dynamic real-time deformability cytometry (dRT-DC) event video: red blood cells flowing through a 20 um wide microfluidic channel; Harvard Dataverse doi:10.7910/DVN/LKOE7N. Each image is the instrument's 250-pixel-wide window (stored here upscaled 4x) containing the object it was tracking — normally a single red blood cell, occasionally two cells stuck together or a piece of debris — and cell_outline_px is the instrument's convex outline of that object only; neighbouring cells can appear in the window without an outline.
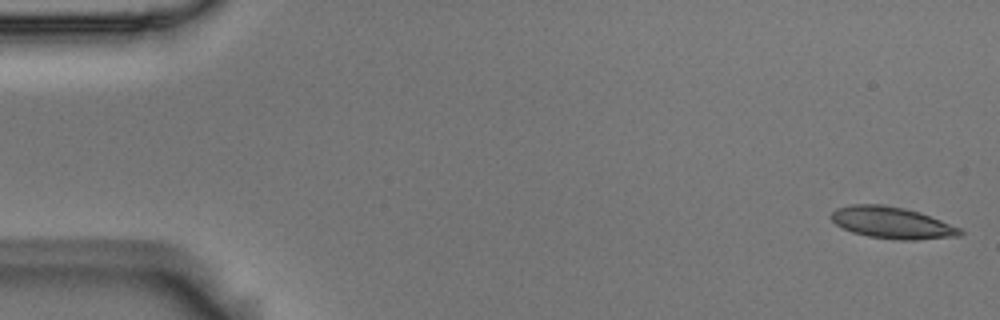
{"species": "Egyptian fruit bat (a non-hibernating species)", "species_latin": "Rousettus aegyptiacus", "temperature_condition": "room temperature", "stored_images_in_passage": 54, "camera_frame_rate_fps": 3000, "um_per_image_px": 0.085, "animal": {"sex": "male"}, "frame": {"image": 1, "passage_image": 1, "time_ms": 0.0, "image_size_px": [1000, 320], "cell_outline_px": [[964, 232], [960, 236], [916, 240], [900, 240], [868, 236], [852, 232], [836, 224], [832, 220], [832, 212], [836, 208], [848, 204], [880, 204], [904, 208], [940, 220], [960, 228]], "centroid_in_image_um": [75.8, 18.93], "position_along_channel_um": 9.2, "area_um2": 23.52}}
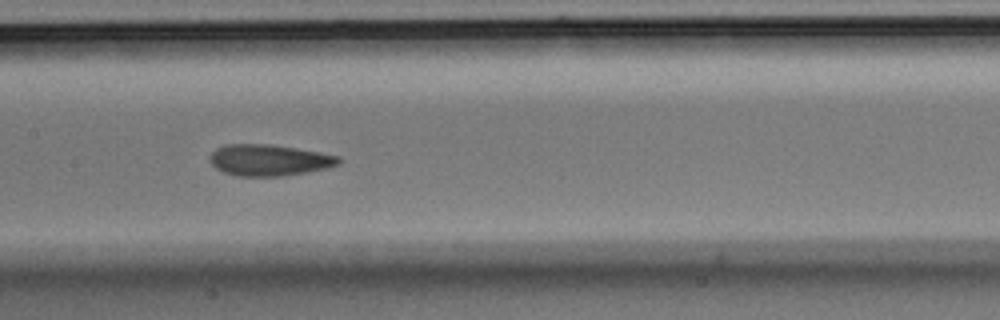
{"frame": {"image": 2, "passage_image": 26, "time_ms": 8.333, "image_size_px": [1000, 320], "cell_outline_px": [[340, 164], [328, 168], [280, 176], [236, 176], [224, 172], [216, 168], [212, 164], [212, 152], [216, 148], [228, 144], [268, 144], [296, 148], [320, 152], [340, 156]], "centroid_in_image_um": [22.9, 13.61], "position_along_channel_um": 184.5, "area_um2": 23.29}}
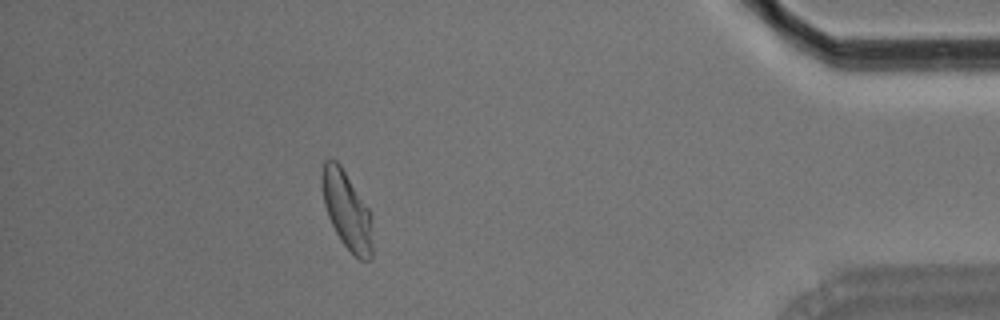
{"frame": {"image": 3, "passage_image": 48, "time_ms": 15.667, "image_size_px": [1000, 320], "cell_outline_px": [[372, 260], [360, 260], [340, 240], [328, 216], [324, 204], [320, 180], [320, 176], [324, 160], [336, 160], [340, 164], [368, 208], [372, 216]], "centroid_in_image_um": [29.48, 17.87], "position_along_channel_um": 405.7, "area_um2": 22.89}, "authors_computed_cell_mechanics": {"area_um2": 23.2067, "velocity_mm_per_s": 3.6768, "shape_relaxation_time_tau1_ms": 7.4971, "shape_relaxation_time_tau2_ms": 1.7845, "deformation_change_tau1": 0.172, "deformation_change_tau2": 0.0884}}